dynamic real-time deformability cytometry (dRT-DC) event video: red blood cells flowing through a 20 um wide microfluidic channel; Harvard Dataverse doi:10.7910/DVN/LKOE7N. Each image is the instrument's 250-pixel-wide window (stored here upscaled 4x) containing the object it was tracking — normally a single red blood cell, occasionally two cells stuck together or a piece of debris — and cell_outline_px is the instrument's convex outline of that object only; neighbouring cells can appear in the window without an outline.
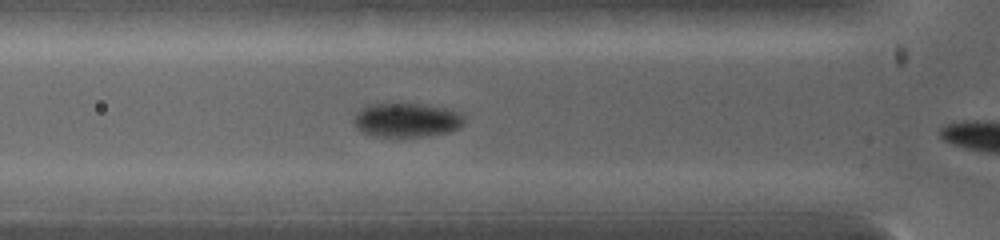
{"species": "common noctule bat (a hibernating species)", "species_latin": "Nyctalus noctula", "temperature_condition": "warm", "stored_images_in_passage": 13, "camera_frame_rate_fps": 5000, "um_per_image_px": 0.085, "animal": {"sex": "female", "body_mass_g": 19.0, "forearm_length_mm": 53.3}, "frame": {"image": 1, "passage_image": 4, "time_ms": 1.0, "image_size_px": [1000, 240], "cell_outline_px": [[464, 124], [460, 128], [448, 132], [420, 136], [376, 136], [364, 132], [356, 128], [352, 120], [352, 116], [364, 104], [420, 104], [444, 108], [460, 112], [464, 116]], "centroid_in_image_um": [34.53, 10.19], "position_along_channel_um": 91.3, "area_um2": 21.96}}
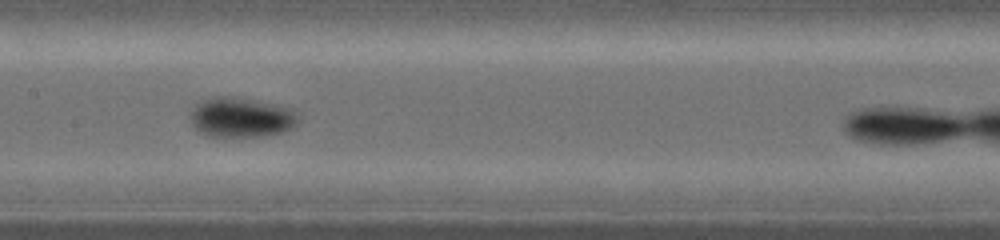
{"frame": {"image": 2, "passage_image": 9, "time_ms": 2.6, "image_size_px": [1000, 240], "cell_outline_px": [[300, 116], [296, 124], [280, 132], [260, 136], [208, 136], [196, 128], [192, 124], [192, 108], [196, 104], [212, 96], [236, 96], [256, 100], [292, 108]], "centroid_in_image_um": [20.51, 9.95], "position_along_channel_um": 186.9, "area_um2": 24.85}}
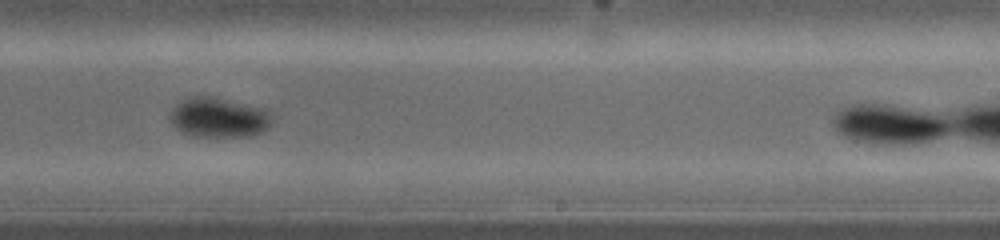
{"frame": {"image": 3, "passage_image": 12, "time_ms": 4.0, "image_size_px": [1000, 240], "cell_outline_px": [[272, 120], [260, 132], [252, 136], [192, 136], [176, 128], [168, 120], [168, 112], [180, 100], [188, 96], [212, 96], [264, 108], [272, 112]], "centroid_in_image_um": [18.53, 9.96], "position_along_channel_um": 270.5, "area_um2": 23.87}}